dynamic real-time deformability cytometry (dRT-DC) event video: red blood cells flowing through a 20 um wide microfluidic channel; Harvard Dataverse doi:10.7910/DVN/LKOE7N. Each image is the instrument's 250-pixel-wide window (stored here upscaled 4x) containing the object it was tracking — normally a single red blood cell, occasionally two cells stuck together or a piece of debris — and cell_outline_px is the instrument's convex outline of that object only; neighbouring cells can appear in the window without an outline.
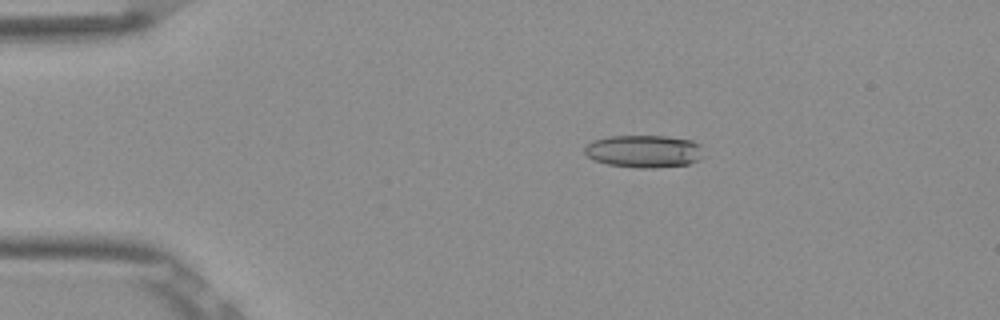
{"species": "Egyptian fruit bat (a non-hibernating species)", "species_latin": "Rousettus aegyptiacus", "temperature_condition": "room temperature", "stored_images_in_passage": 45, "camera_frame_rate_fps": 3000, "um_per_image_px": 0.085, "frame": {"image": 1, "passage_image": 3, "time_ms": 0.667, "image_size_px": [1000, 320], "cell_outline_px": [[700, 160], [688, 164], [652, 168], [640, 168], [608, 164], [592, 160], [584, 152], [584, 148], [592, 140], [608, 136], [668, 136], [692, 140], [700, 144]], "centroid_in_image_um": [54.7, 12.85], "position_along_channel_um": 30.3, "area_um2": 22.54}}
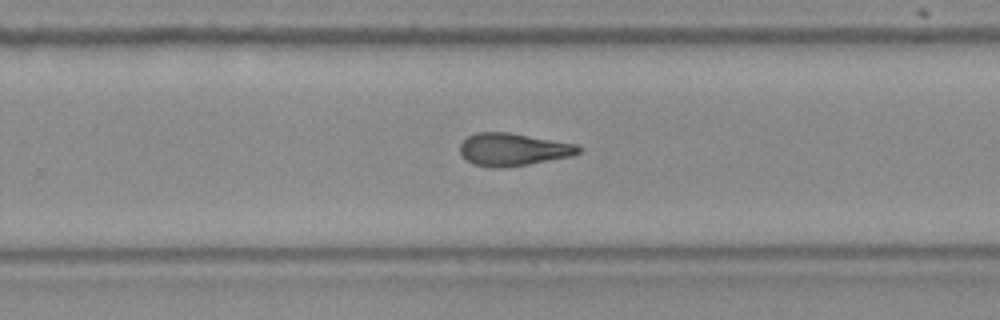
{"frame": {"image": 2, "passage_image": 27, "time_ms": 8.667, "image_size_px": [1000, 320], "cell_outline_px": [[584, 148], [580, 152], [572, 156], [528, 164], [500, 168], [496, 168], [472, 164], [460, 152], [460, 144], [468, 136], [476, 132], [508, 132], [580, 144]], "centroid_in_image_um": [43.67, 12.69], "position_along_channel_um": 286.1, "area_um2": 22.66}}
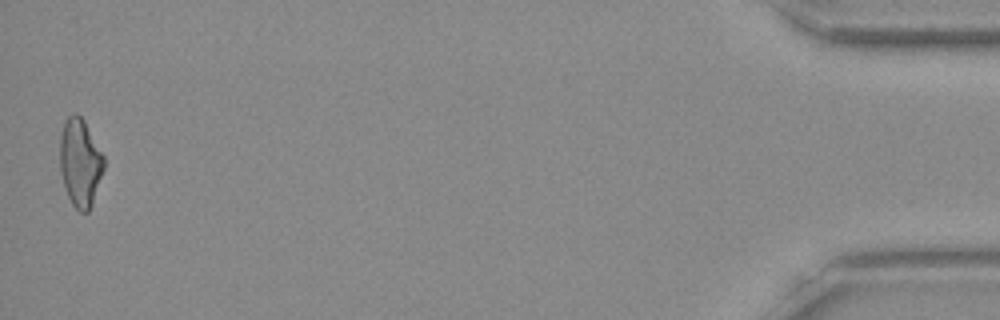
{"frame": {"image": 3, "passage_image": 45, "time_ms": 14.667, "image_size_px": [1000, 320], "cell_outline_px": [[104, 168], [92, 204], [88, 212], [80, 212], [72, 204], [68, 196], [60, 172], [60, 132], [64, 120], [72, 112], [76, 112], [84, 120], [104, 156]], "centroid_in_image_um": [6.8, 13.78], "position_along_channel_um": 428.4, "area_um2": 22.6}, "authors_computed_cell_mechanics": {"area_um2": 22.542, "velocity_mm_per_s": 3.8857, "shape_relaxation_time_tau1_ms": null, "shape_relaxation_time_tau2_ms": 5.2709, "deformation_change_tau1": null, "deformation_change_tau2": 0.1677}}